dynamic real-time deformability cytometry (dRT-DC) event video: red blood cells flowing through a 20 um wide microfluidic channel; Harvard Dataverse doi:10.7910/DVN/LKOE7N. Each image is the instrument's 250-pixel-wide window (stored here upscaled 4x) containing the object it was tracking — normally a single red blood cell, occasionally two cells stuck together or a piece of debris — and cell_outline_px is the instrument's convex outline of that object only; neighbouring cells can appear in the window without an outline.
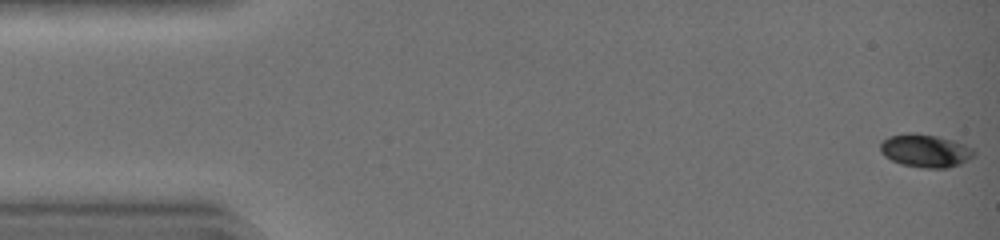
{"species": "common noctule bat (a hibernating species)", "species_latin": "Nyctalus noctula", "temperature_condition": "warm", "stored_images_in_passage": 43, "camera_frame_rate_fps": 3000, "um_per_image_px": 0.085, "animal": {"sex": "female", "body_mass_g": 19.0, "forearm_length_mm": 51.5}, "frame": {"image": 1, "passage_image": 1, "time_ms": 0.0, "image_size_px": [1000, 240], "cell_outline_px": [[976, 152], [972, 156], [960, 164], [948, 168], [924, 168], [900, 164], [884, 156], [880, 148], [880, 144], [884, 140], [892, 136], [936, 136], [972, 148]], "centroid_in_image_um": [78.66, 12.88], "position_along_channel_um": 6.3, "area_um2": 16.94}}
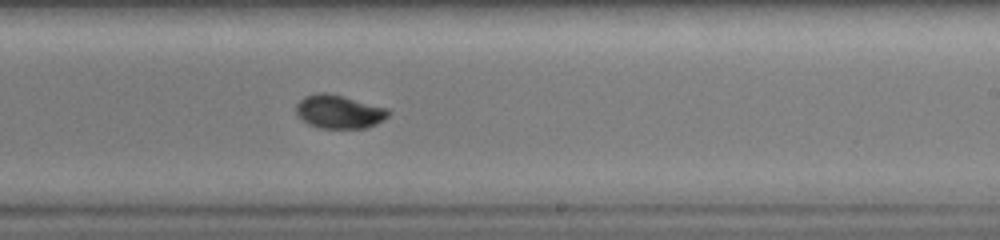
{"frame": {"image": 2, "passage_image": 27, "time_ms": 8.667, "image_size_px": [1000, 240], "cell_outline_px": [[388, 116], [376, 124], [368, 128], [320, 128], [308, 124], [296, 112], [296, 104], [304, 96], [316, 92], [328, 92], [344, 96], [388, 108]], "centroid_in_image_um": [28.81, 9.48], "position_along_channel_um": 260.2, "area_um2": 18.03}}
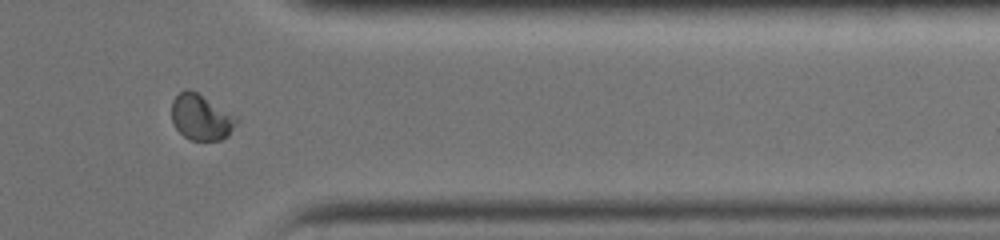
{"frame": {"image": 3, "passage_image": 36, "time_ms": 11.667, "image_size_px": [1000, 240], "cell_outline_px": [[240, 120], [228, 136], [220, 140], [192, 140], [184, 136], [176, 128], [172, 120], [172, 100], [180, 92], [188, 88], [196, 92]], "centroid_in_image_um": [17.08, 9.98], "position_along_channel_um": 394.3, "area_um2": 16.94}, "authors_computed_cell_mechanics": {"area_um2": 17.918, "velocity_mm_per_s": 4.5147, "shape_relaxation_time_tau1_ms": 3.4935, "shape_relaxation_time_tau2_ms": null, "deformation_change_tau1": 0.1461, "deformation_change_tau2": null}}